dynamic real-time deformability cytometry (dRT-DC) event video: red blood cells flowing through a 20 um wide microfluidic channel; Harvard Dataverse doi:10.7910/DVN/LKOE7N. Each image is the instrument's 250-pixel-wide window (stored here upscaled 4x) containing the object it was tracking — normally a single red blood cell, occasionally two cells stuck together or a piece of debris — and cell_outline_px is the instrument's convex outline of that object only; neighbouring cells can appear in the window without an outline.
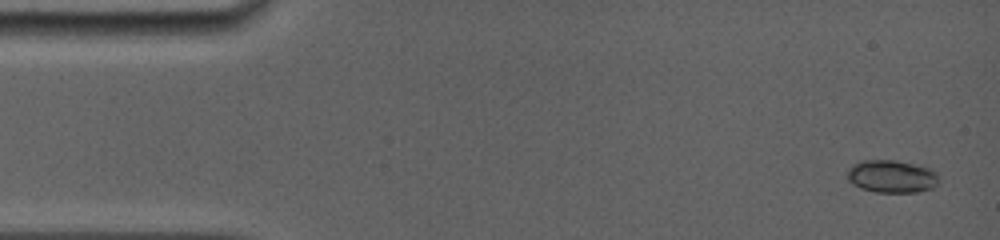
{"species": "common noctule bat (a hibernating species)", "species_latin": "Nyctalus noctula", "temperature_condition": "room temperature", "stored_images_in_passage": 36, "camera_frame_rate_fps": 5000, "um_per_image_px": 0.085, "animal": {"sex": "female", "body_mass_g": 19.0, "forearm_length_mm": 56.7}, "frame": {"image": 1, "passage_image": 1, "time_ms": 0.0, "image_size_px": [1000, 240], "cell_outline_px": [[936, 184], [932, 188], [916, 192], [876, 192], [860, 188], [852, 184], [848, 180], [848, 168], [852, 164], [860, 160], [896, 160], [932, 168], [936, 172]], "centroid_in_image_um": [75.75, 14.98], "position_along_channel_um": 9.2, "area_um2": 17.46}}
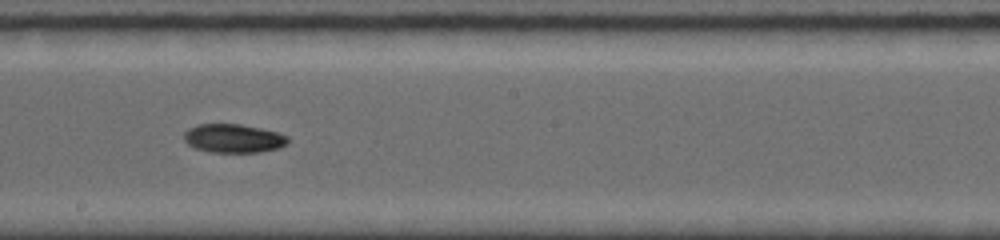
{"frame": {"image": 2, "passage_image": 20, "time_ms": 8.4, "image_size_px": [1000, 240], "cell_outline_px": [[288, 144], [280, 148], [260, 152], [212, 152], [196, 148], [188, 144], [184, 140], [184, 132], [188, 128], [196, 124], [240, 124], [260, 128], [276, 132], [288, 136]], "centroid_in_image_um": [19.85, 11.76], "position_along_channel_um": 228.4, "area_um2": 17.4}}
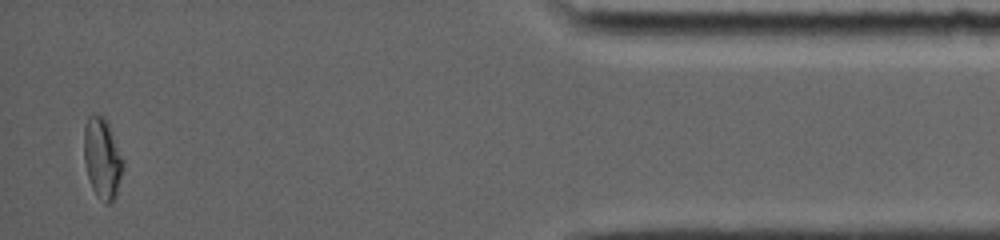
{"frame": {"image": 3, "passage_image": 35, "time_ms": 14.8, "image_size_px": [1000, 240], "cell_outline_px": [[124, 164], [116, 196], [108, 204], [104, 204], [96, 196], [92, 188], [88, 176], [84, 160], [84, 128], [88, 116], [104, 116], [108, 124], [124, 160]], "centroid_in_image_um": [8.69, 13.49], "position_along_channel_um": 426.5, "area_um2": 18.26}}